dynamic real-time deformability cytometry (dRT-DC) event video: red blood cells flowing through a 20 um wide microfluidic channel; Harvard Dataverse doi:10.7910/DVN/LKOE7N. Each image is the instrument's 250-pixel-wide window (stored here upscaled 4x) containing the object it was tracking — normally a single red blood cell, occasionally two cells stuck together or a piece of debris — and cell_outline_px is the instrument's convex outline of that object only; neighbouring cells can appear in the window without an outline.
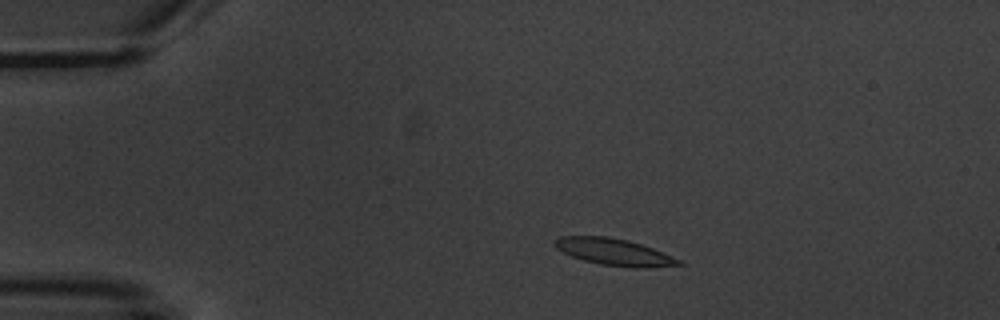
{"species": "common noctule bat (a hibernating species)", "species_latin": "Nyctalus noctula", "temperature_condition": "warm", "stored_images_in_passage": 3, "camera_frame_rate_fps": 3000, "um_per_image_px": 0.085, "animal": {"sex": "male", "body_mass_g": 20.1, "forearm_length_mm": 53.5}, "frame": {"image": 1, "passage_image": 2, "time_ms": 1.333, "image_size_px": [1000, 320], "cell_outline_px": [[684, 264], [648, 268], [644, 268], [600, 264], [584, 260], [572, 256], [556, 248], [552, 244], [560, 236], [608, 236], [628, 240], [652, 248], [684, 260]], "centroid_in_image_um": [52.24, 21.41], "position_along_channel_um": 32.8, "area_um2": 19.25}}